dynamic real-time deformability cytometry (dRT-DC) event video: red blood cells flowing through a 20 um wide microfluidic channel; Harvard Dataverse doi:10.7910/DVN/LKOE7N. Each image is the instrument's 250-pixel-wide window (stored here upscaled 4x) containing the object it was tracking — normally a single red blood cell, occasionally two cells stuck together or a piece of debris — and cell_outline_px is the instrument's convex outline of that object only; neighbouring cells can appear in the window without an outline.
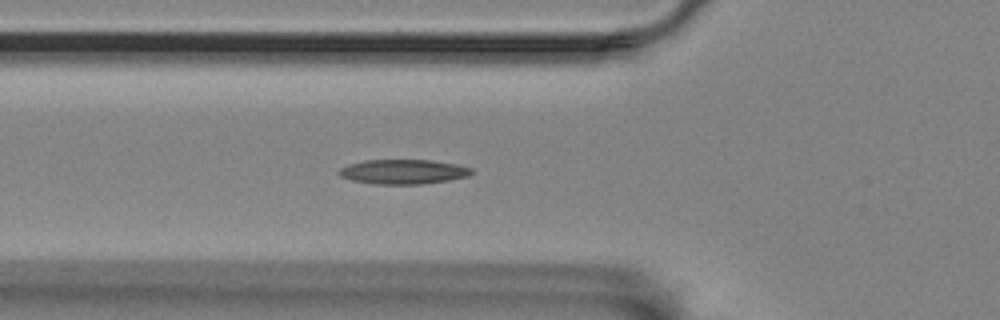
{"species": "Egyptian fruit bat (a non-hibernating species)", "species_latin": "Rousettus aegyptiacus", "temperature_condition": "room temperature", "stored_images_in_passage": 40, "camera_frame_rate_fps": 3000, "um_per_image_px": 0.085, "animal": {"sex": "female"}, "frame": {"image": 1, "passage_image": 3, "time_ms": 0.667, "image_size_px": [1000, 320], "cell_outline_px": [[472, 172], [468, 176], [448, 180], [420, 184], [376, 184], [352, 180], [340, 176], [336, 172], [340, 168], [348, 164], [364, 160], [432, 160], [456, 164], [472, 168]], "centroid_in_image_um": [34.24, 14.59], "position_along_channel_um": 91.6, "area_um2": 18.96}}
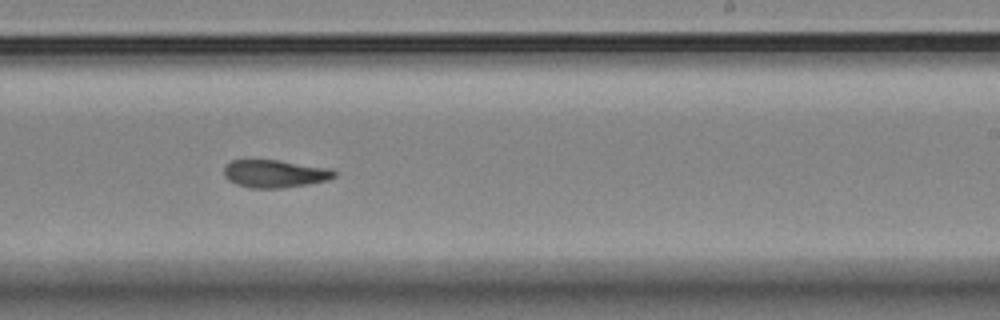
{"frame": {"image": 2, "passage_image": 18, "time_ms": 5.667, "image_size_px": [1000, 320], "cell_outline_px": [[336, 176], [328, 180], [308, 184], [284, 188], [248, 188], [236, 184], [228, 180], [224, 176], [224, 168], [232, 160], [280, 160], [332, 168], [336, 172]], "centroid_in_image_um": [23.39, 14.76], "position_along_channel_um": 265.6, "area_um2": 18.03}}
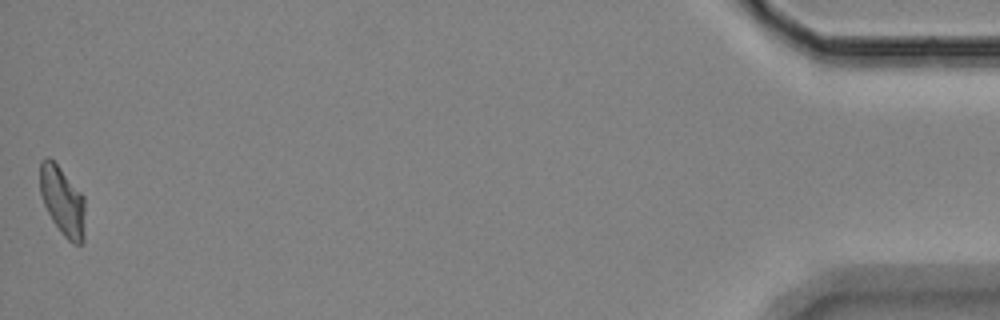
{"frame": {"image": 3, "passage_image": 40, "time_ms": 13.0, "image_size_px": [1000, 320], "cell_outline_px": [[84, 244], [72, 244], [60, 232], [52, 220], [44, 204], [40, 192], [40, 160], [48, 156], [60, 168], [84, 196]], "centroid_in_image_um": [5.31, 17.11], "position_along_channel_um": 429.9, "area_um2": 18.09}, "authors_computed_cell_mechanics": {"area_um2": 18.2937, "velocity_mm_per_s": 3.4697, "shape_relaxation_time_tau1_ms": 8.1228, "shape_relaxation_time_tau2_ms": 4.408, "deformation_change_tau1": 0.1698, "deformation_change_tau2": 0.1131}}